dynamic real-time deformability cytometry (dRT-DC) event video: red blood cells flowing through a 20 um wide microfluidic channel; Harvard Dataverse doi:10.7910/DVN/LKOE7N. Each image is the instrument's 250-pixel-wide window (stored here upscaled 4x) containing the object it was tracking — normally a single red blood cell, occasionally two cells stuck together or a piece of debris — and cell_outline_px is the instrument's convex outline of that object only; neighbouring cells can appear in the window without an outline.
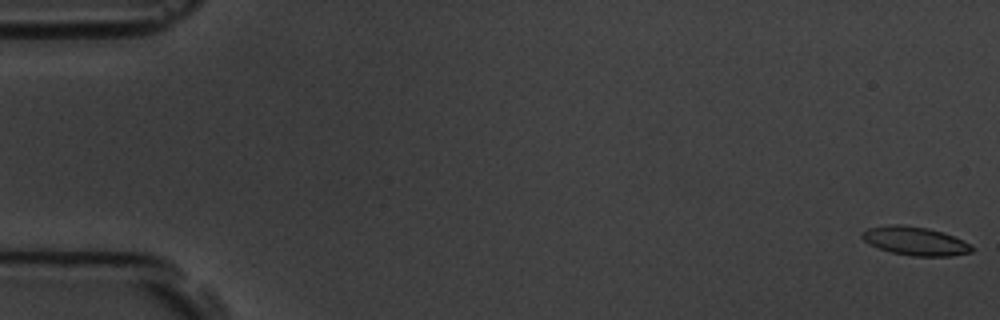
{"species": "common noctule bat (a hibernating species)", "species_latin": "Nyctalus noctula", "temperature_condition": "room temperature", "stored_images_in_passage": 9, "camera_frame_rate_fps": 3000, "um_per_image_px": 0.085, "animal": {"sex": "male", "body_mass_g": 19.5, "forearm_length_mm": 54.6}, "frame": {"image": 1, "passage_image": 1, "time_ms": 0.0, "image_size_px": [1000, 320], "cell_outline_px": [[972, 252], [952, 256], [912, 256], [892, 252], [868, 244], [860, 236], [860, 232], [868, 228], [888, 224], [900, 224], [928, 228], [944, 232], [972, 244]], "centroid_in_image_um": [77.78, 20.47], "position_along_channel_um": 7.2, "area_um2": 18.44}}
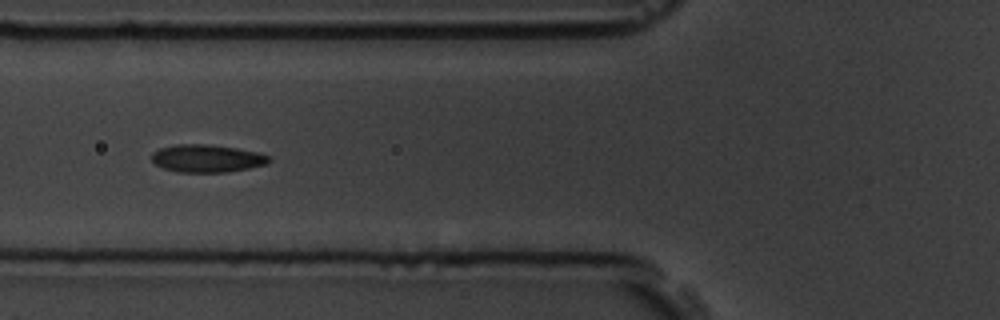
{"frame": {"image": 2, "passage_image": 7, "time_ms": 6.667, "image_size_px": [1000, 320], "cell_outline_px": [[272, 160], [268, 164], [248, 168], [224, 172], [176, 172], [164, 168], [156, 164], [152, 160], [152, 152], [160, 148], [176, 144], [208, 144], [236, 148], [260, 152], [272, 156]], "centroid_in_image_um": [17.64, 13.46], "position_along_channel_um": 108.2, "area_um2": 19.07}}
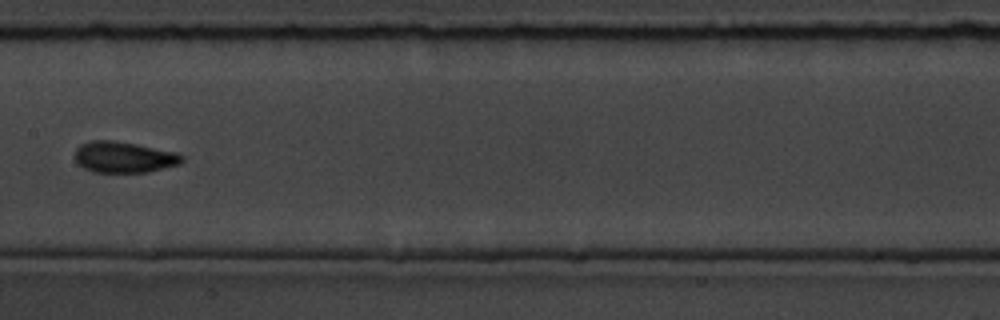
{"frame": {"image": 3, "passage_image": 9, "time_ms": 9.0, "image_size_px": [1000, 320], "cell_outline_px": [[184, 160], [180, 164], [148, 172], [92, 172], [84, 168], [76, 160], [76, 148], [80, 144], [92, 140], [116, 140], [176, 152], [184, 156]], "centroid_in_image_um": [10.55, 13.35], "position_along_channel_um": 196.8, "area_um2": 19.42}}